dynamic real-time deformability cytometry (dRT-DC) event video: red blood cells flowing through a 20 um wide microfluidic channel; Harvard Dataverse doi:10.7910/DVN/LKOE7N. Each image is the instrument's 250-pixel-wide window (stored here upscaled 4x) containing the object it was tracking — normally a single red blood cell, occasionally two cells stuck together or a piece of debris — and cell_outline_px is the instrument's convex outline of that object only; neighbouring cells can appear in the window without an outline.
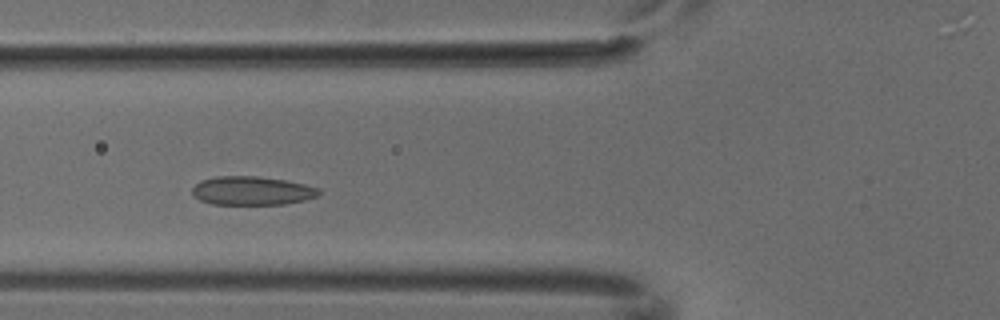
{"species": "common noctule bat (a hibernating species)", "species_latin": "Nyctalus noctula", "temperature_condition": "cold", "stored_images_in_passage": 6, "camera_frame_rate_fps": 3000, "um_per_image_px": 0.085, "animal": {"sex": "male", "body_mass_g": 18.8}, "frame": {"image": 1, "passage_image": 4, "time_ms": 1.0, "image_size_px": [1000, 320], "cell_outline_px": [[320, 196], [304, 200], [284, 204], [212, 204], [200, 200], [192, 196], [192, 188], [200, 180], [216, 176], [256, 176], [284, 180], [304, 184], [320, 188]], "centroid_in_image_um": [21.41, 16.21], "position_along_channel_um": 104.4, "area_um2": 21.27}}
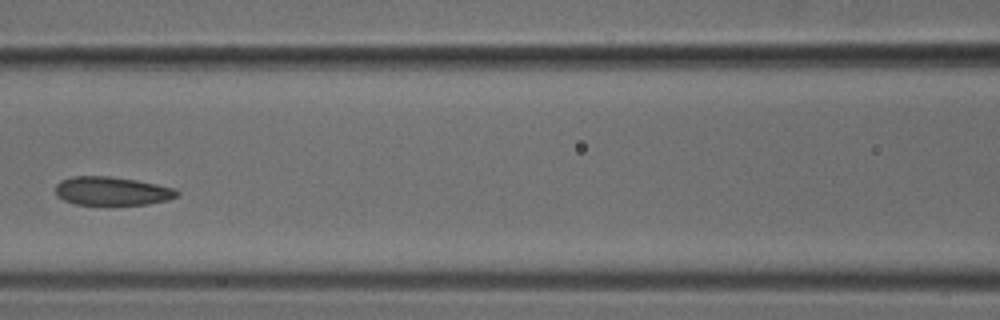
{"frame": {"image": 2, "passage_image": 5, "time_ms": 1.333, "image_size_px": [1000, 320], "cell_outline_px": [[180, 192], [176, 196], [168, 200], [148, 204], [72, 204], [56, 196], [56, 184], [60, 180], [72, 176], [108, 176], [136, 180], [176, 188]], "centroid_in_image_um": [9.5, 16.23], "position_along_channel_um": 157.1, "area_um2": 20.23}}
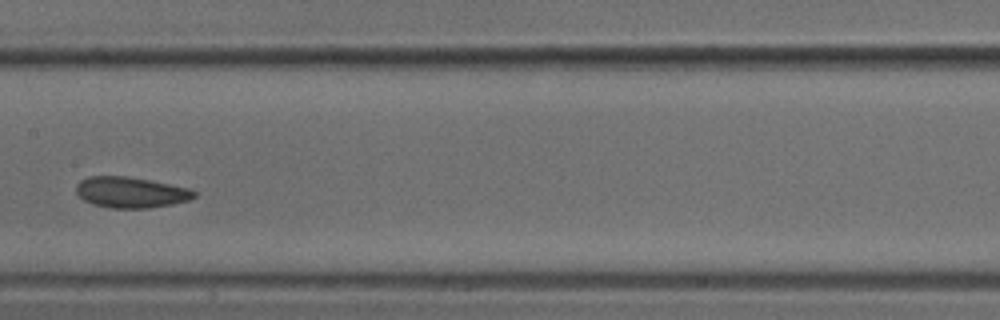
{"frame": {"image": 3, "passage_image": 6, "time_ms": 1.667, "image_size_px": [1000, 320], "cell_outline_px": [[196, 196], [188, 200], [172, 204], [148, 208], [112, 208], [92, 204], [84, 200], [76, 192], [76, 184], [80, 180], [88, 176], [124, 176], [148, 180], [188, 188], [196, 192]], "centroid_in_image_um": [11.08, 16.35], "position_along_channel_um": 196.3, "area_um2": 21.04}}